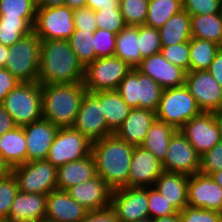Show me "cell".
I'll return each instance as SVG.
<instances>
[{"label": "cell", "mask_w": 222, "mask_h": 222, "mask_svg": "<svg viewBox=\"0 0 222 222\" xmlns=\"http://www.w3.org/2000/svg\"><path fill=\"white\" fill-rule=\"evenodd\" d=\"M84 67L69 40H41L39 76L41 85L83 82Z\"/></svg>", "instance_id": "obj_1"}, {"label": "cell", "mask_w": 222, "mask_h": 222, "mask_svg": "<svg viewBox=\"0 0 222 222\" xmlns=\"http://www.w3.org/2000/svg\"><path fill=\"white\" fill-rule=\"evenodd\" d=\"M134 145L115 134L97 140L91 145L96 174L112 189L129 187L130 163Z\"/></svg>", "instance_id": "obj_2"}, {"label": "cell", "mask_w": 222, "mask_h": 222, "mask_svg": "<svg viewBox=\"0 0 222 222\" xmlns=\"http://www.w3.org/2000/svg\"><path fill=\"white\" fill-rule=\"evenodd\" d=\"M43 119L60 127H72L87 92L83 82L41 85Z\"/></svg>", "instance_id": "obj_3"}, {"label": "cell", "mask_w": 222, "mask_h": 222, "mask_svg": "<svg viewBox=\"0 0 222 222\" xmlns=\"http://www.w3.org/2000/svg\"><path fill=\"white\" fill-rule=\"evenodd\" d=\"M1 105L17 126L41 120L43 118L41 84L20 82L7 94Z\"/></svg>", "instance_id": "obj_4"}, {"label": "cell", "mask_w": 222, "mask_h": 222, "mask_svg": "<svg viewBox=\"0 0 222 222\" xmlns=\"http://www.w3.org/2000/svg\"><path fill=\"white\" fill-rule=\"evenodd\" d=\"M40 49L41 39L31 32L9 47V55L4 68L20 82H37Z\"/></svg>", "instance_id": "obj_5"}, {"label": "cell", "mask_w": 222, "mask_h": 222, "mask_svg": "<svg viewBox=\"0 0 222 222\" xmlns=\"http://www.w3.org/2000/svg\"><path fill=\"white\" fill-rule=\"evenodd\" d=\"M202 111L187 86L163 89L157 119L179 130L187 121L198 116Z\"/></svg>", "instance_id": "obj_6"}, {"label": "cell", "mask_w": 222, "mask_h": 222, "mask_svg": "<svg viewBox=\"0 0 222 222\" xmlns=\"http://www.w3.org/2000/svg\"><path fill=\"white\" fill-rule=\"evenodd\" d=\"M117 91L131 108L157 111L163 88L150 76L132 68L120 82Z\"/></svg>", "instance_id": "obj_7"}, {"label": "cell", "mask_w": 222, "mask_h": 222, "mask_svg": "<svg viewBox=\"0 0 222 222\" xmlns=\"http://www.w3.org/2000/svg\"><path fill=\"white\" fill-rule=\"evenodd\" d=\"M131 69V66L116 56L98 58L84 68V87L91 93L117 90Z\"/></svg>", "instance_id": "obj_8"}, {"label": "cell", "mask_w": 222, "mask_h": 222, "mask_svg": "<svg viewBox=\"0 0 222 222\" xmlns=\"http://www.w3.org/2000/svg\"><path fill=\"white\" fill-rule=\"evenodd\" d=\"M18 191L48 195L57 190V167L47 160H35L13 167Z\"/></svg>", "instance_id": "obj_9"}, {"label": "cell", "mask_w": 222, "mask_h": 222, "mask_svg": "<svg viewBox=\"0 0 222 222\" xmlns=\"http://www.w3.org/2000/svg\"><path fill=\"white\" fill-rule=\"evenodd\" d=\"M74 31L73 10L68 6L37 7L33 32L41 40H69Z\"/></svg>", "instance_id": "obj_10"}, {"label": "cell", "mask_w": 222, "mask_h": 222, "mask_svg": "<svg viewBox=\"0 0 222 222\" xmlns=\"http://www.w3.org/2000/svg\"><path fill=\"white\" fill-rule=\"evenodd\" d=\"M90 142L73 127H60L49 149L46 160L59 167L91 154Z\"/></svg>", "instance_id": "obj_11"}, {"label": "cell", "mask_w": 222, "mask_h": 222, "mask_svg": "<svg viewBox=\"0 0 222 222\" xmlns=\"http://www.w3.org/2000/svg\"><path fill=\"white\" fill-rule=\"evenodd\" d=\"M72 127L92 143L114 134L108 128L101 101L91 92L85 93Z\"/></svg>", "instance_id": "obj_12"}, {"label": "cell", "mask_w": 222, "mask_h": 222, "mask_svg": "<svg viewBox=\"0 0 222 222\" xmlns=\"http://www.w3.org/2000/svg\"><path fill=\"white\" fill-rule=\"evenodd\" d=\"M147 187H121L112 190L110 207L120 222H135L149 217Z\"/></svg>", "instance_id": "obj_13"}, {"label": "cell", "mask_w": 222, "mask_h": 222, "mask_svg": "<svg viewBox=\"0 0 222 222\" xmlns=\"http://www.w3.org/2000/svg\"><path fill=\"white\" fill-rule=\"evenodd\" d=\"M161 164L163 171L190 176L200 171V155L178 130L171 138L166 157Z\"/></svg>", "instance_id": "obj_14"}, {"label": "cell", "mask_w": 222, "mask_h": 222, "mask_svg": "<svg viewBox=\"0 0 222 222\" xmlns=\"http://www.w3.org/2000/svg\"><path fill=\"white\" fill-rule=\"evenodd\" d=\"M185 85L202 112H214L222 108V87L208 70L189 71Z\"/></svg>", "instance_id": "obj_15"}, {"label": "cell", "mask_w": 222, "mask_h": 222, "mask_svg": "<svg viewBox=\"0 0 222 222\" xmlns=\"http://www.w3.org/2000/svg\"><path fill=\"white\" fill-rule=\"evenodd\" d=\"M179 131L200 156L221 141L213 112H201L198 116L187 121Z\"/></svg>", "instance_id": "obj_16"}, {"label": "cell", "mask_w": 222, "mask_h": 222, "mask_svg": "<svg viewBox=\"0 0 222 222\" xmlns=\"http://www.w3.org/2000/svg\"><path fill=\"white\" fill-rule=\"evenodd\" d=\"M188 206L222 213V188L209 175H190Z\"/></svg>", "instance_id": "obj_17"}, {"label": "cell", "mask_w": 222, "mask_h": 222, "mask_svg": "<svg viewBox=\"0 0 222 222\" xmlns=\"http://www.w3.org/2000/svg\"><path fill=\"white\" fill-rule=\"evenodd\" d=\"M136 69L150 76L163 89L174 88L185 84L187 72L168 62L160 53L143 58Z\"/></svg>", "instance_id": "obj_18"}, {"label": "cell", "mask_w": 222, "mask_h": 222, "mask_svg": "<svg viewBox=\"0 0 222 222\" xmlns=\"http://www.w3.org/2000/svg\"><path fill=\"white\" fill-rule=\"evenodd\" d=\"M162 172V164L153 153L142 146L134 147L130 163L129 187L153 186Z\"/></svg>", "instance_id": "obj_19"}, {"label": "cell", "mask_w": 222, "mask_h": 222, "mask_svg": "<svg viewBox=\"0 0 222 222\" xmlns=\"http://www.w3.org/2000/svg\"><path fill=\"white\" fill-rule=\"evenodd\" d=\"M27 147V162L46 160L59 127L46 119L22 126Z\"/></svg>", "instance_id": "obj_20"}, {"label": "cell", "mask_w": 222, "mask_h": 222, "mask_svg": "<svg viewBox=\"0 0 222 222\" xmlns=\"http://www.w3.org/2000/svg\"><path fill=\"white\" fill-rule=\"evenodd\" d=\"M66 192L87 211L101 210L110 206L112 189L99 175L70 187Z\"/></svg>", "instance_id": "obj_21"}, {"label": "cell", "mask_w": 222, "mask_h": 222, "mask_svg": "<svg viewBox=\"0 0 222 222\" xmlns=\"http://www.w3.org/2000/svg\"><path fill=\"white\" fill-rule=\"evenodd\" d=\"M87 213L66 191L54 190L47 195L45 222H80Z\"/></svg>", "instance_id": "obj_22"}, {"label": "cell", "mask_w": 222, "mask_h": 222, "mask_svg": "<svg viewBox=\"0 0 222 222\" xmlns=\"http://www.w3.org/2000/svg\"><path fill=\"white\" fill-rule=\"evenodd\" d=\"M47 195L18 191L10 208L7 222L45 221Z\"/></svg>", "instance_id": "obj_23"}, {"label": "cell", "mask_w": 222, "mask_h": 222, "mask_svg": "<svg viewBox=\"0 0 222 222\" xmlns=\"http://www.w3.org/2000/svg\"><path fill=\"white\" fill-rule=\"evenodd\" d=\"M156 119V112L153 110L132 108L127 118L114 134L131 145L141 146L147 131Z\"/></svg>", "instance_id": "obj_24"}, {"label": "cell", "mask_w": 222, "mask_h": 222, "mask_svg": "<svg viewBox=\"0 0 222 222\" xmlns=\"http://www.w3.org/2000/svg\"><path fill=\"white\" fill-rule=\"evenodd\" d=\"M188 181L189 175L163 171L153 187L180 212L188 205Z\"/></svg>", "instance_id": "obj_25"}, {"label": "cell", "mask_w": 222, "mask_h": 222, "mask_svg": "<svg viewBox=\"0 0 222 222\" xmlns=\"http://www.w3.org/2000/svg\"><path fill=\"white\" fill-rule=\"evenodd\" d=\"M96 175L92 154L80 160L65 163L57 167V190L67 191L70 187L91 180Z\"/></svg>", "instance_id": "obj_26"}, {"label": "cell", "mask_w": 222, "mask_h": 222, "mask_svg": "<svg viewBox=\"0 0 222 222\" xmlns=\"http://www.w3.org/2000/svg\"><path fill=\"white\" fill-rule=\"evenodd\" d=\"M101 101L108 128L115 133L132 109L117 90L93 92Z\"/></svg>", "instance_id": "obj_27"}, {"label": "cell", "mask_w": 222, "mask_h": 222, "mask_svg": "<svg viewBox=\"0 0 222 222\" xmlns=\"http://www.w3.org/2000/svg\"><path fill=\"white\" fill-rule=\"evenodd\" d=\"M0 155L11 169L27 162L26 138L22 126H16L0 137Z\"/></svg>", "instance_id": "obj_28"}, {"label": "cell", "mask_w": 222, "mask_h": 222, "mask_svg": "<svg viewBox=\"0 0 222 222\" xmlns=\"http://www.w3.org/2000/svg\"><path fill=\"white\" fill-rule=\"evenodd\" d=\"M158 31L162 47L189 42L192 38L191 16L182 9L171 16Z\"/></svg>", "instance_id": "obj_29"}, {"label": "cell", "mask_w": 222, "mask_h": 222, "mask_svg": "<svg viewBox=\"0 0 222 222\" xmlns=\"http://www.w3.org/2000/svg\"><path fill=\"white\" fill-rule=\"evenodd\" d=\"M139 26L126 25L117 35L114 56L136 68L143 57L139 45Z\"/></svg>", "instance_id": "obj_30"}, {"label": "cell", "mask_w": 222, "mask_h": 222, "mask_svg": "<svg viewBox=\"0 0 222 222\" xmlns=\"http://www.w3.org/2000/svg\"><path fill=\"white\" fill-rule=\"evenodd\" d=\"M177 131L173 126L156 119L147 131L141 146L153 153L162 163L166 157L169 142Z\"/></svg>", "instance_id": "obj_31"}, {"label": "cell", "mask_w": 222, "mask_h": 222, "mask_svg": "<svg viewBox=\"0 0 222 222\" xmlns=\"http://www.w3.org/2000/svg\"><path fill=\"white\" fill-rule=\"evenodd\" d=\"M192 37L212 41L222 46V12L191 16Z\"/></svg>", "instance_id": "obj_32"}, {"label": "cell", "mask_w": 222, "mask_h": 222, "mask_svg": "<svg viewBox=\"0 0 222 222\" xmlns=\"http://www.w3.org/2000/svg\"><path fill=\"white\" fill-rule=\"evenodd\" d=\"M220 48L215 42L192 37L189 41V71L208 70Z\"/></svg>", "instance_id": "obj_33"}, {"label": "cell", "mask_w": 222, "mask_h": 222, "mask_svg": "<svg viewBox=\"0 0 222 222\" xmlns=\"http://www.w3.org/2000/svg\"><path fill=\"white\" fill-rule=\"evenodd\" d=\"M182 9V0H149L144 25L159 29L171 16Z\"/></svg>", "instance_id": "obj_34"}, {"label": "cell", "mask_w": 222, "mask_h": 222, "mask_svg": "<svg viewBox=\"0 0 222 222\" xmlns=\"http://www.w3.org/2000/svg\"><path fill=\"white\" fill-rule=\"evenodd\" d=\"M33 32V26L24 18L0 17V43L11 47Z\"/></svg>", "instance_id": "obj_35"}, {"label": "cell", "mask_w": 222, "mask_h": 222, "mask_svg": "<svg viewBox=\"0 0 222 222\" xmlns=\"http://www.w3.org/2000/svg\"><path fill=\"white\" fill-rule=\"evenodd\" d=\"M69 43L84 68L96 60L94 32L75 29L69 39Z\"/></svg>", "instance_id": "obj_36"}, {"label": "cell", "mask_w": 222, "mask_h": 222, "mask_svg": "<svg viewBox=\"0 0 222 222\" xmlns=\"http://www.w3.org/2000/svg\"><path fill=\"white\" fill-rule=\"evenodd\" d=\"M36 9L34 0H0V17H24L32 26L35 24Z\"/></svg>", "instance_id": "obj_37"}, {"label": "cell", "mask_w": 222, "mask_h": 222, "mask_svg": "<svg viewBox=\"0 0 222 222\" xmlns=\"http://www.w3.org/2000/svg\"><path fill=\"white\" fill-rule=\"evenodd\" d=\"M149 0H119L121 14L126 25H144Z\"/></svg>", "instance_id": "obj_38"}, {"label": "cell", "mask_w": 222, "mask_h": 222, "mask_svg": "<svg viewBox=\"0 0 222 222\" xmlns=\"http://www.w3.org/2000/svg\"><path fill=\"white\" fill-rule=\"evenodd\" d=\"M98 29H104L116 35L126 26L120 8H107L95 11Z\"/></svg>", "instance_id": "obj_39"}, {"label": "cell", "mask_w": 222, "mask_h": 222, "mask_svg": "<svg viewBox=\"0 0 222 222\" xmlns=\"http://www.w3.org/2000/svg\"><path fill=\"white\" fill-rule=\"evenodd\" d=\"M139 45L143 58L161 52V39L158 29L139 25Z\"/></svg>", "instance_id": "obj_40"}, {"label": "cell", "mask_w": 222, "mask_h": 222, "mask_svg": "<svg viewBox=\"0 0 222 222\" xmlns=\"http://www.w3.org/2000/svg\"><path fill=\"white\" fill-rule=\"evenodd\" d=\"M17 192V181L12 173L0 179V219L8 220L10 208Z\"/></svg>", "instance_id": "obj_41"}, {"label": "cell", "mask_w": 222, "mask_h": 222, "mask_svg": "<svg viewBox=\"0 0 222 222\" xmlns=\"http://www.w3.org/2000/svg\"><path fill=\"white\" fill-rule=\"evenodd\" d=\"M189 42L172 44L171 46H163L161 54L170 63L189 72L190 63Z\"/></svg>", "instance_id": "obj_42"}, {"label": "cell", "mask_w": 222, "mask_h": 222, "mask_svg": "<svg viewBox=\"0 0 222 222\" xmlns=\"http://www.w3.org/2000/svg\"><path fill=\"white\" fill-rule=\"evenodd\" d=\"M149 218L165 217L177 211L170 205L160 193L153 187H147Z\"/></svg>", "instance_id": "obj_43"}, {"label": "cell", "mask_w": 222, "mask_h": 222, "mask_svg": "<svg viewBox=\"0 0 222 222\" xmlns=\"http://www.w3.org/2000/svg\"><path fill=\"white\" fill-rule=\"evenodd\" d=\"M180 222H222V213L186 206L179 212Z\"/></svg>", "instance_id": "obj_44"}, {"label": "cell", "mask_w": 222, "mask_h": 222, "mask_svg": "<svg viewBox=\"0 0 222 222\" xmlns=\"http://www.w3.org/2000/svg\"><path fill=\"white\" fill-rule=\"evenodd\" d=\"M182 5L190 16L222 12V0H182Z\"/></svg>", "instance_id": "obj_45"}, {"label": "cell", "mask_w": 222, "mask_h": 222, "mask_svg": "<svg viewBox=\"0 0 222 222\" xmlns=\"http://www.w3.org/2000/svg\"><path fill=\"white\" fill-rule=\"evenodd\" d=\"M94 43L96 59L114 56L116 34L104 29H97L94 32Z\"/></svg>", "instance_id": "obj_46"}, {"label": "cell", "mask_w": 222, "mask_h": 222, "mask_svg": "<svg viewBox=\"0 0 222 222\" xmlns=\"http://www.w3.org/2000/svg\"><path fill=\"white\" fill-rule=\"evenodd\" d=\"M220 170H222V141L200 156L199 173L210 176Z\"/></svg>", "instance_id": "obj_47"}, {"label": "cell", "mask_w": 222, "mask_h": 222, "mask_svg": "<svg viewBox=\"0 0 222 222\" xmlns=\"http://www.w3.org/2000/svg\"><path fill=\"white\" fill-rule=\"evenodd\" d=\"M73 21L75 29L89 32H95L98 29L95 11L89 7L73 10Z\"/></svg>", "instance_id": "obj_48"}, {"label": "cell", "mask_w": 222, "mask_h": 222, "mask_svg": "<svg viewBox=\"0 0 222 222\" xmlns=\"http://www.w3.org/2000/svg\"><path fill=\"white\" fill-rule=\"evenodd\" d=\"M80 222H120L114 210L109 206L105 209L88 211Z\"/></svg>", "instance_id": "obj_49"}, {"label": "cell", "mask_w": 222, "mask_h": 222, "mask_svg": "<svg viewBox=\"0 0 222 222\" xmlns=\"http://www.w3.org/2000/svg\"><path fill=\"white\" fill-rule=\"evenodd\" d=\"M20 81L5 68L0 67V104L7 94L14 89Z\"/></svg>", "instance_id": "obj_50"}, {"label": "cell", "mask_w": 222, "mask_h": 222, "mask_svg": "<svg viewBox=\"0 0 222 222\" xmlns=\"http://www.w3.org/2000/svg\"><path fill=\"white\" fill-rule=\"evenodd\" d=\"M208 72L222 87V48L216 53Z\"/></svg>", "instance_id": "obj_51"}, {"label": "cell", "mask_w": 222, "mask_h": 222, "mask_svg": "<svg viewBox=\"0 0 222 222\" xmlns=\"http://www.w3.org/2000/svg\"><path fill=\"white\" fill-rule=\"evenodd\" d=\"M17 125L15 124L12 117L9 115V113L5 110V108L0 104V137L14 129Z\"/></svg>", "instance_id": "obj_52"}, {"label": "cell", "mask_w": 222, "mask_h": 222, "mask_svg": "<svg viewBox=\"0 0 222 222\" xmlns=\"http://www.w3.org/2000/svg\"><path fill=\"white\" fill-rule=\"evenodd\" d=\"M86 7H89L94 11L107 8H120L119 0H87Z\"/></svg>", "instance_id": "obj_53"}, {"label": "cell", "mask_w": 222, "mask_h": 222, "mask_svg": "<svg viewBox=\"0 0 222 222\" xmlns=\"http://www.w3.org/2000/svg\"><path fill=\"white\" fill-rule=\"evenodd\" d=\"M66 0H40L37 3V7H59V6H65Z\"/></svg>", "instance_id": "obj_54"}, {"label": "cell", "mask_w": 222, "mask_h": 222, "mask_svg": "<svg viewBox=\"0 0 222 222\" xmlns=\"http://www.w3.org/2000/svg\"><path fill=\"white\" fill-rule=\"evenodd\" d=\"M87 0H66L65 6H68L72 10L86 7Z\"/></svg>", "instance_id": "obj_55"}, {"label": "cell", "mask_w": 222, "mask_h": 222, "mask_svg": "<svg viewBox=\"0 0 222 222\" xmlns=\"http://www.w3.org/2000/svg\"><path fill=\"white\" fill-rule=\"evenodd\" d=\"M152 222H180L179 212L167 215L165 217L153 218Z\"/></svg>", "instance_id": "obj_56"}, {"label": "cell", "mask_w": 222, "mask_h": 222, "mask_svg": "<svg viewBox=\"0 0 222 222\" xmlns=\"http://www.w3.org/2000/svg\"><path fill=\"white\" fill-rule=\"evenodd\" d=\"M11 173V167L4 161L0 155V179L7 177Z\"/></svg>", "instance_id": "obj_57"}, {"label": "cell", "mask_w": 222, "mask_h": 222, "mask_svg": "<svg viewBox=\"0 0 222 222\" xmlns=\"http://www.w3.org/2000/svg\"><path fill=\"white\" fill-rule=\"evenodd\" d=\"M9 55V47L0 43V67L4 68Z\"/></svg>", "instance_id": "obj_58"}, {"label": "cell", "mask_w": 222, "mask_h": 222, "mask_svg": "<svg viewBox=\"0 0 222 222\" xmlns=\"http://www.w3.org/2000/svg\"><path fill=\"white\" fill-rule=\"evenodd\" d=\"M213 115H214L215 121L218 125L219 132H220V138H221V141H222V108L219 109V110L214 111Z\"/></svg>", "instance_id": "obj_59"}, {"label": "cell", "mask_w": 222, "mask_h": 222, "mask_svg": "<svg viewBox=\"0 0 222 222\" xmlns=\"http://www.w3.org/2000/svg\"><path fill=\"white\" fill-rule=\"evenodd\" d=\"M210 177L222 188V170L213 172Z\"/></svg>", "instance_id": "obj_60"}, {"label": "cell", "mask_w": 222, "mask_h": 222, "mask_svg": "<svg viewBox=\"0 0 222 222\" xmlns=\"http://www.w3.org/2000/svg\"><path fill=\"white\" fill-rule=\"evenodd\" d=\"M135 222H152V219L148 217V218L141 219V220H138V221H135Z\"/></svg>", "instance_id": "obj_61"}, {"label": "cell", "mask_w": 222, "mask_h": 222, "mask_svg": "<svg viewBox=\"0 0 222 222\" xmlns=\"http://www.w3.org/2000/svg\"><path fill=\"white\" fill-rule=\"evenodd\" d=\"M0 222H7L6 220H4V219H0Z\"/></svg>", "instance_id": "obj_62"}]
</instances>
